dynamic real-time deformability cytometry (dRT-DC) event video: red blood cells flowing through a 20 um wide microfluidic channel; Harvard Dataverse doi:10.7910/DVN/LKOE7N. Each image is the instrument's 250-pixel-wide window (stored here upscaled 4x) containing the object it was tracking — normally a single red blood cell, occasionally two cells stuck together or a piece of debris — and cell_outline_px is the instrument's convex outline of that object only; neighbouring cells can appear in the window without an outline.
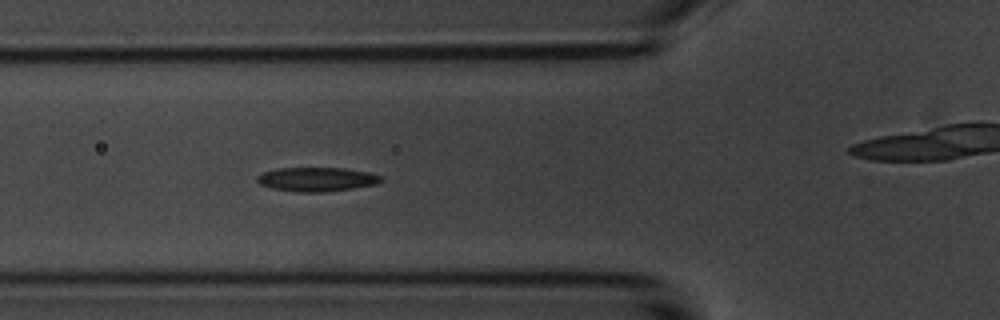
{"species": "common noctule bat (a hibernating species)", "species_latin": "Nyctalus noctula", "temperature_condition": "room temperature", "stored_images_in_passage": 6, "camera_frame_rate_fps": 3000, "um_per_image_px": 0.085, "animal": {"sex": "male", "body_mass_g": 20.1, "forearm_length_mm": 53.5}, "frame": {"image": 1, "passage_image": 5, "time_ms": 5.333, "image_size_px": [1000, 320], "cell_outline_px": [[384, 180], [376, 184], [352, 188], [324, 192], [296, 192], [272, 188], [260, 184], [256, 180], [256, 176], [264, 172], [276, 168], [344, 168], [368, 172], [380, 176]], "centroid_in_image_um": [26.9, 15.24], "position_along_channel_um": 98.9, "area_um2": 17.34}}